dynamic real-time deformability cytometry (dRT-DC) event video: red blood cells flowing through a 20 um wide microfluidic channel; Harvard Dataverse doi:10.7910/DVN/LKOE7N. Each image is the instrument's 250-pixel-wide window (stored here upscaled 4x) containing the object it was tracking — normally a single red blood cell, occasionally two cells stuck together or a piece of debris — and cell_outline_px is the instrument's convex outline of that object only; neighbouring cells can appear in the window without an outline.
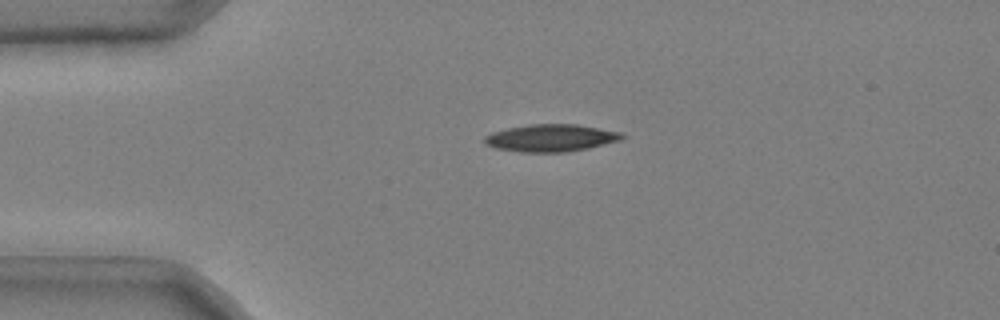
{"species": "common noctule bat (a hibernating species)", "species_latin": "Nyctalus noctula", "temperature_condition": "cold", "stored_images_in_passage": 38, "camera_frame_rate_fps": 3000, "um_per_image_px": 0.085, "animal": {"sex": "male", "body_mass_g": 20.4}, "frame": {"image": 1, "passage_image": 1, "time_ms": 0.0, "image_size_px": [1000, 320], "cell_outline_px": [[624, 136], [620, 140], [588, 148], [568, 152], [520, 152], [496, 148], [484, 144], [484, 136], [492, 132], [508, 128], [528, 124], [576, 124], [620, 132]], "centroid_in_image_um": [46.78, 11.73], "position_along_channel_um": 38.2, "area_um2": 21.79}}
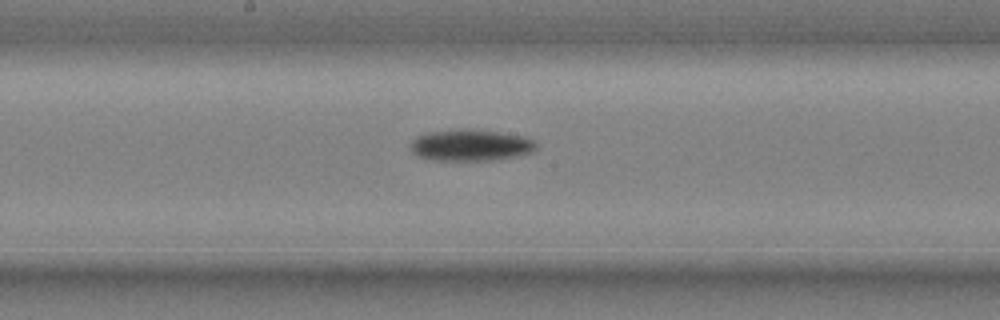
{"frame": {"image": 2, "passage_image": 17, "time_ms": 5.333, "image_size_px": [1000, 320], "cell_outline_px": [[536, 148], [532, 152], [520, 156], [496, 160], [432, 160], [420, 156], [412, 152], [408, 144], [416, 136], [424, 132], [464, 128], [468, 128], [500, 132], [528, 136], [536, 144]], "centroid_in_image_um": [40.0, 12.32], "position_along_channel_um": 208.2, "area_um2": 23.58}}
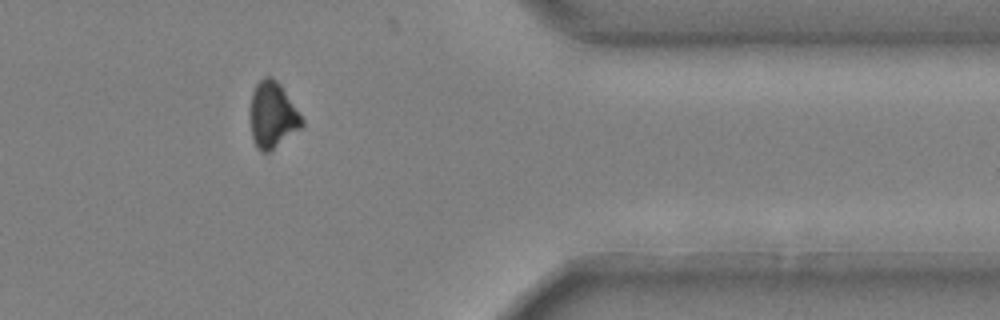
{"frame": {"image": 3, "passage_image": 33, "time_ms": 10.667, "image_size_px": [1000, 320], "cell_outline_px": [[304, 124], [300, 128], [268, 152], [260, 152], [256, 148], [252, 140], [252, 92], [256, 84], [264, 76], [272, 76], [280, 84], [304, 120]], "centroid_in_image_um": [23.17, 9.77], "position_along_channel_um": 388.2, "area_um2": 19.42}, "authors_computed_cell_mechanics": {"area_um2": 22.1374, "velocity_mm_per_s": 3.7196, "shape_relaxation_time_tau1_ms": 4.8123, "shape_relaxation_time_tau2_ms": null, "deformation_change_tau1": 0.1292, "deformation_change_tau2": null}}